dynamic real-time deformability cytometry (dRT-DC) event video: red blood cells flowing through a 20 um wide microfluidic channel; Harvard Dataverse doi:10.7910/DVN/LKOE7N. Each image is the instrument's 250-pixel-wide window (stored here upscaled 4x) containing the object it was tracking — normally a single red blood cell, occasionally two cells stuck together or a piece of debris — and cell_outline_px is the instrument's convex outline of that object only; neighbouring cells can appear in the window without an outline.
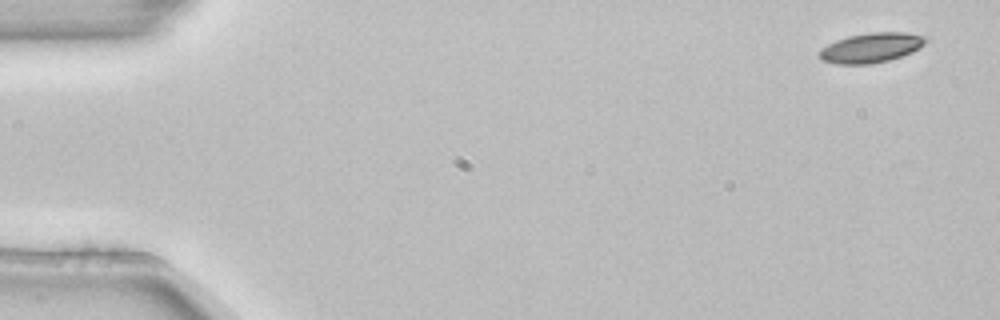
{"species": "common noctule bat (a hibernating species)", "species_latin": "Nyctalus noctula", "temperature_condition": "room temperature", "stored_images_in_passage": 3, "camera_frame_rate_fps": 3000, "um_per_image_px": 0.085, "animal": {"sex": "female", "body_mass_g": 22.7, "forearm_length_mm": 54.2}, "frame": {"image": 1, "passage_image": 1, "time_ms": 0.0, "image_size_px": [1000, 320], "cell_outline_px": [[928, 40], [920, 48], [912, 52], [888, 60], [872, 64], [836, 64], [824, 60], [820, 56], [820, 48], [836, 40], [848, 36], [872, 32], [904, 32], [924, 36]], "centroid_in_image_um": [74.06, 4.05], "position_along_channel_um": 10.9, "area_um2": 18.32}}